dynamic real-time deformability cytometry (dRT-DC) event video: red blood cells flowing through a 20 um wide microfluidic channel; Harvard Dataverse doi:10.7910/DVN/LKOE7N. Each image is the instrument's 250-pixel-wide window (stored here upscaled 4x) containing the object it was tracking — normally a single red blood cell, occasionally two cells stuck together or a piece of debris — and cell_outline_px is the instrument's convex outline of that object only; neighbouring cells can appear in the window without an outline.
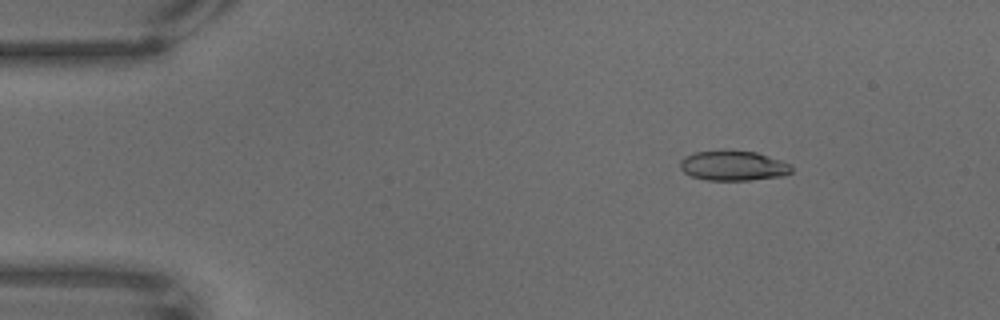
{"species": "common noctule bat (a hibernating species)", "species_latin": "Nyctalus noctula", "temperature_condition": "warm", "stored_images_in_passage": 68, "camera_frame_rate_fps": 3000, "um_per_image_px": 0.085, "animal": {"sex": "male", "body_mass_g": 18.8}, "frame": {"image": 1, "passage_image": 10, "time_ms": 3.0, "image_size_px": [1000, 320], "cell_outline_px": [[792, 172], [784, 176], [748, 180], [708, 180], [692, 176], [684, 172], [680, 168], [680, 160], [684, 156], [696, 152], [720, 148], [728, 148], [756, 152], [780, 160], [788, 164], [792, 168]], "centroid_in_image_um": [62.29, 14.05], "position_along_channel_um": 22.7, "area_um2": 19.88}}
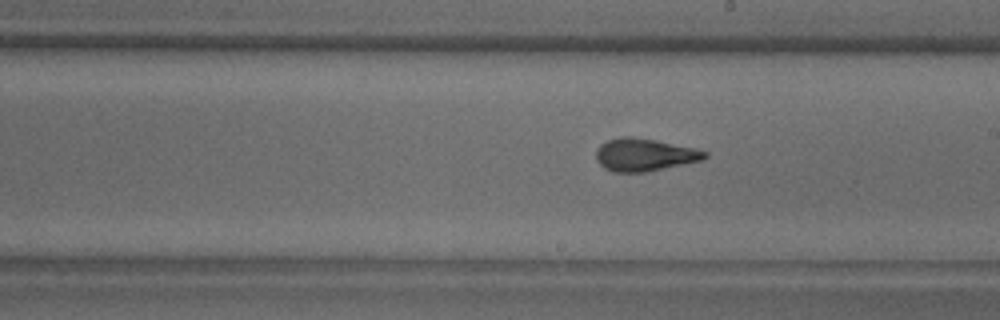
{"frame": {"image": 2, "passage_image": 39, "time_ms": 12.667, "image_size_px": [1000, 320], "cell_outline_px": [[708, 156], [704, 160], [644, 172], [612, 172], [604, 168], [596, 160], [596, 152], [600, 144], [608, 140], [620, 136], [632, 136], [656, 140], [696, 148], [708, 152]], "centroid_in_image_um": [54.78, 13.15], "position_along_channel_um": 234.2, "area_um2": 20.81}}
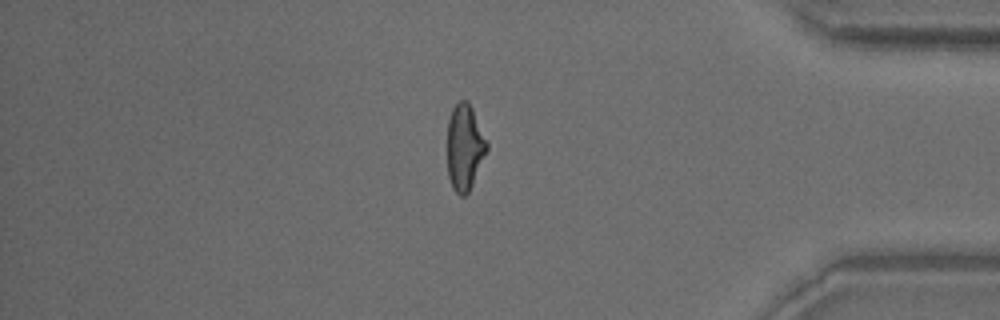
{"frame": {"image": 3, "passage_image": 58, "time_ms": 19.0, "image_size_px": [1000, 320], "cell_outline_px": [[488, 148], [472, 184], [468, 192], [464, 196], [460, 196], [452, 188], [448, 176], [448, 120], [452, 108], [460, 100], [468, 100], [472, 108], [488, 144]], "centroid_in_image_um": [39.48, 12.51], "position_along_channel_um": 395.7, "area_um2": 19.59}}